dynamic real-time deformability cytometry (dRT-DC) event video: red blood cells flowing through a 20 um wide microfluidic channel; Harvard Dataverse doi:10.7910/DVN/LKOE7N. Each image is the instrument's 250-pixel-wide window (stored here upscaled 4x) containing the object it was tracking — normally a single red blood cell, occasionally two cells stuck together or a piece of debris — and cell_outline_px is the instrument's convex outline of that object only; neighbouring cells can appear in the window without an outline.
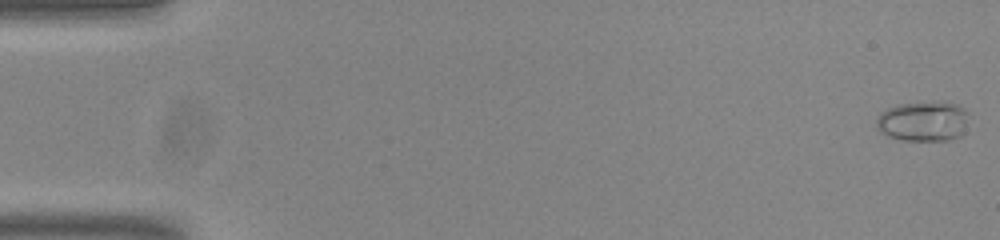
{"species": "common noctule bat (a hibernating species)", "species_latin": "Nyctalus noctula", "temperature_condition": "room temperature", "stored_images_in_passage": 54, "camera_frame_rate_fps": 3000, "um_per_image_px": 0.085, "animal": {"sex": "male", "body_mass_g": 20.0, "forearm_length_mm": 53.3}, "frame": {"image": 1, "passage_image": 1, "time_ms": 0.0, "image_size_px": [1000, 240], "cell_outline_px": [[968, 112], [964, 132], [960, 136], [948, 140], [900, 140], [888, 136], [880, 132], [876, 128], [876, 120], [880, 112], [896, 104], [956, 104], [964, 108]], "centroid_in_image_um": [78.43, 10.35], "position_along_channel_um": 6.6, "area_um2": 21.15}}
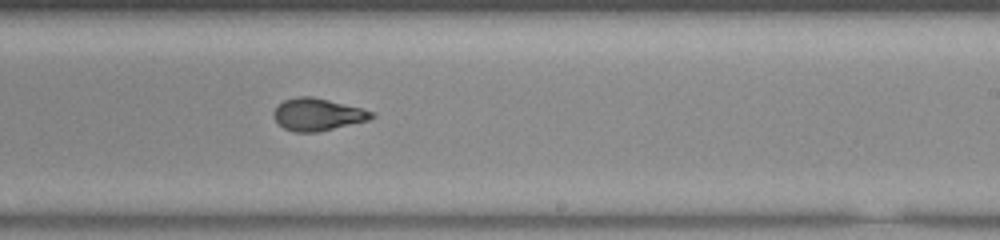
{"frame": {"image": 2, "passage_image": 33, "time_ms": 10.667, "image_size_px": [1000, 240], "cell_outline_px": [[376, 116], [368, 120], [316, 132], [296, 132], [284, 128], [272, 116], [272, 112], [276, 104], [284, 100], [296, 96], [312, 96], [376, 112]], "centroid_in_image_um": [26.96, 9.71], "position_along_channel_um": 262.0, "area_um2": 18.38}}
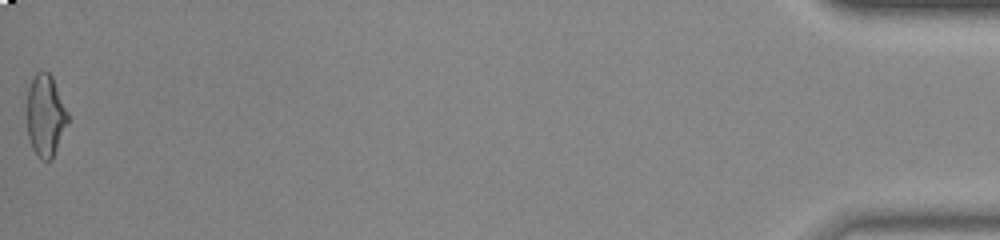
{"frame": {"image": 3, "passage_image": 54, "time_ms": 17.667, "image_size_px": [1000, 240], "cell_outline_px": [[68, 124], [52, 160], [40, 160], [32, 148], [28, 136], [28, 88], [36, 72], [48, 72], [52, 76], [68, 112]], "centroid_in_image_um": [3.88, 9.86], "position_along_channel_um": 431.3, "area_um2": 19.42}, "authors_computed_cell_mechanics": {"area_um2": 18.8717, "velocity_mm_per_s": 3.8396, "shape_relaxation_time_tau1_ms": 9.0762, "shape_relaxation_time_tau2_ms": 1.2332, "deformation_change_tau1": 0.2496, "deformation_change_tau2": 0.0657}}